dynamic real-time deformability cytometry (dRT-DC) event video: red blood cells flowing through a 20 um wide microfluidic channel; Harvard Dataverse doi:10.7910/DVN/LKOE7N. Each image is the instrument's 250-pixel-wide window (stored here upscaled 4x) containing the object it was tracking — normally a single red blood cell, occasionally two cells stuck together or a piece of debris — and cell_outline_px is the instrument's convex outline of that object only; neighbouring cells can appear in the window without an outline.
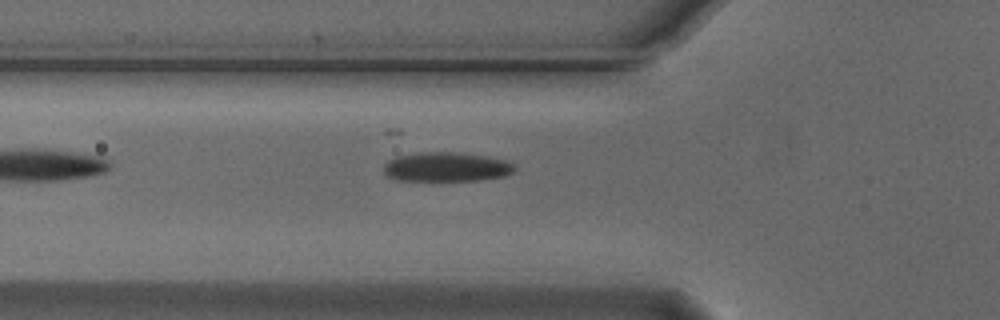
{"species": "Egyptian fruit bat (a non-hibernating species)", "species_latin": "Rousettus aegyptiacus", "temperature_condition": "cold", "stored_images_in_passage": 36, "camera_frame_rate_fps": 3000, "um_per_image_px": 0.085, "animal": {"sex": "male"}, "frame": {"image": 1, "passage_image": 4, "time_ms": 1.0, "image_size_px": [1000, 320], "cell_outline_px": [[516, 168], [512, 172], [504, 176], [480, 180], [396, 180], [388, 176], [384, 172], [384, 164], [388, 160], [396, 156], [420, 152], [452, 152], [488, 156], [508, 160]], "centroid_in_image_um": [37.94, 14.18], "position_along_channel_um": 87.9, "area_um2": 22.37}}
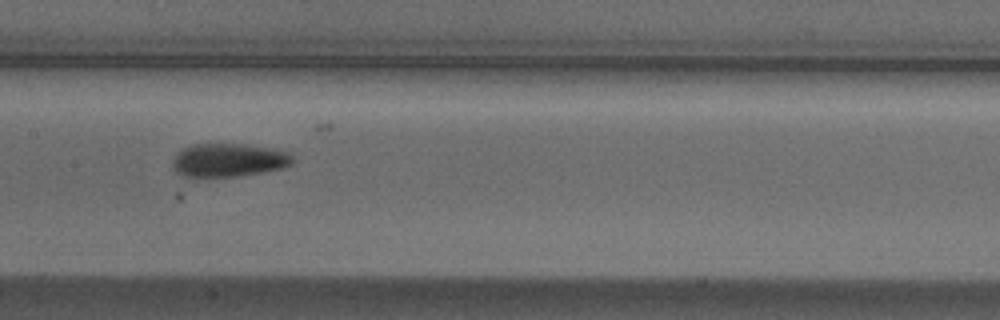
{"frame": {"image": 2, "passage_image": 12, "time_ms": 3.667, "image_size_px": [1000, 320], "cell_outline_px": [[292, 164], [280, 168], [264, 172], [240, 176], [180, 176], [172, 168], [172, 160], [184, 148], [192, 144], [240, 144], [268, 148], [288, 152], [292, 156]], "centroid_in_image_um": [19.4, 13.62], "position_along_channel_um": 188.0, "area_um2": 23.06}}
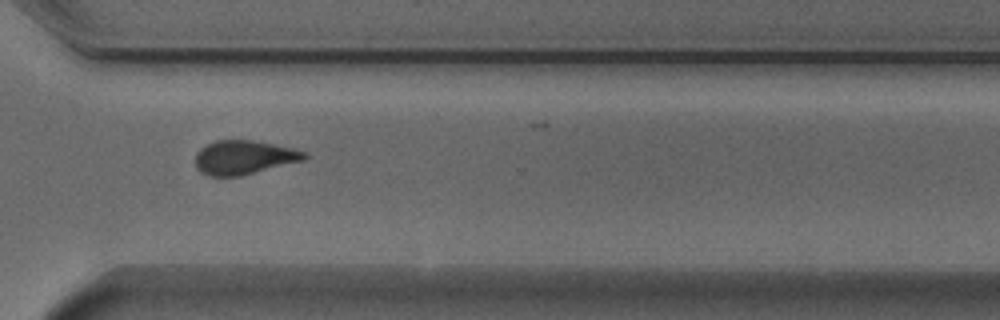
{"frame": {"image": 3, "passage_image": 25, "time_ms": 8.0, "image_size_px": [1000, 320], "cell_outline_px": [[308, 156], [304, 160], [240, 176], [208, 176], [200, 172], [196, 168], [196, 152], [200, 148], [216, 140], [252, 140], [292, 148], [304, 152]], "centroid_in_image_um": [20.7, 13.38], "position_along_channel_um": 349.9, "area_um2": 21.44}, "authors_computed_cell_mechanics": {"area_um2": 22.3975, "velocity_mm_per_s": 3.7412, "shape_relaxation_time_tau1_ms": 4.0916, "shape_relaxation_time_tau2_ms": 9.9246, "deformation_change_tau1": 0.124, "deformation_change_tau2": 0.1851}}